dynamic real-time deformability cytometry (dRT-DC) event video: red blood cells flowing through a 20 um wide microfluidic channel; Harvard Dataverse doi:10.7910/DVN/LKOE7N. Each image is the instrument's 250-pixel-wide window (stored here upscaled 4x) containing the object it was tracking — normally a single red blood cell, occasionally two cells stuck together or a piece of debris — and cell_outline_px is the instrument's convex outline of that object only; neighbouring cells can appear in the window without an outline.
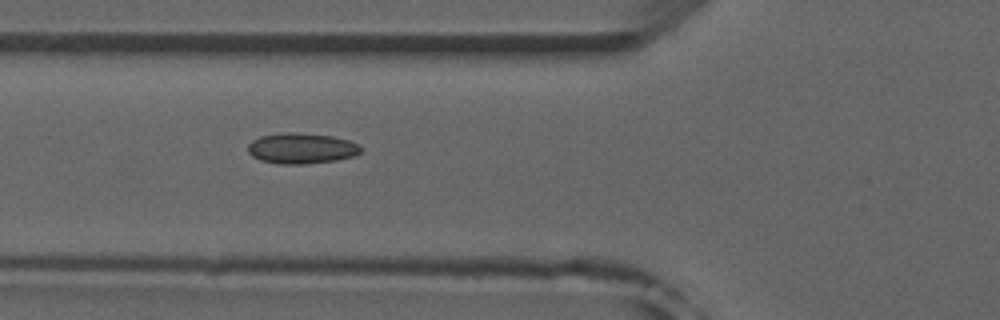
{"species": "common noctule bat (a hibernating species)", "species_latin": "Nyctalus noctula", "temperature_condition": "room temperature", "stored_images_in_passage": 31, "camera_frame_rate_fps": 3000, "um_per_image_px": 0.085, "animal": {"sex": "male", "forearm_length_mm": 52.5}, "frame": {"image": 1, "passage_image": 6, "time_ms": 1.667, "image_size_px": [1000, 320], "cell_outline_px": [[364, 148], [360, 152], [352, 156], [336, 160], [304, 164], [280, 164], [260, 160], [252, 156], [248, 152], [248, 144], [252, 140], [260, 136], [284, 132], [292, 132], [332, 136], [348, 140], [360, 144]], "centroid_in_image_um": [25.62, 12.6], "position_along_channel_um": 100.2, "area_um2": 20.23}}
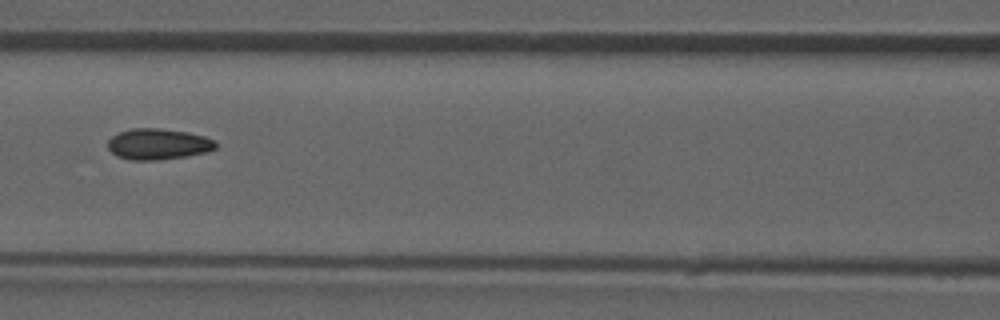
{"frame": {"image": 2, "passage_image": 10, "time_ms": 3.0, "image_size_px": [1000, 320], "cell_outline_px": [[216, 148], [208, 152], [160, 160], [132, 160], [116, 156], [108, 148], [108, 140], [112, 136], [120, 132], [132, 128], [160, 128], [188, 132], [204, 136], [216, 140]], "centroid_in_image_um": [13.45, 12.24], "position_along_channel_um": 153.1, "area_um2": 19.54}, "authors_computed_cell_mechanics": {"area_um2": 19.1318, "velocity_mm_per_s": 3.9333, "shape_relaxation_time_tau1_ms": null, "shape_relaxation_time_tau2_ms": 1.7039, "deformation_change_tau1": null, "deformation_change_tau2": 0.0647}}